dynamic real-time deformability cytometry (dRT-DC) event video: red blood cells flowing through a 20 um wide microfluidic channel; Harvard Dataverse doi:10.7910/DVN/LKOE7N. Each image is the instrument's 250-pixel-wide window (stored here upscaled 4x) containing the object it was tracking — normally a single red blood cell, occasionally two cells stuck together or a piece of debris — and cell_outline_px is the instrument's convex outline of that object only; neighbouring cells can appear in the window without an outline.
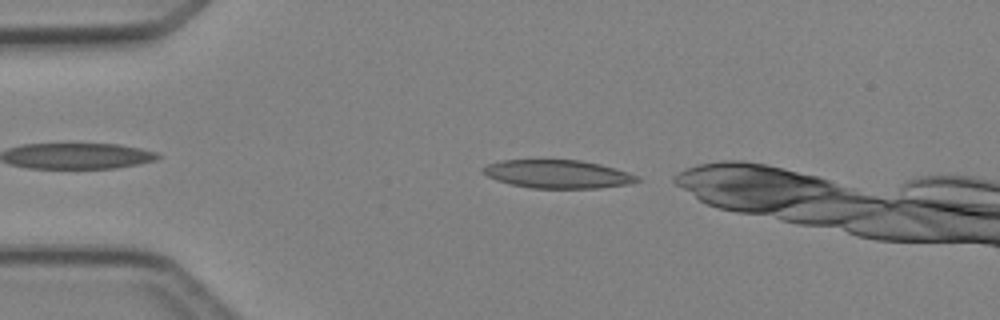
{"species": "Egyptian fruit bat (a non-hibernating species)", "species_latin": "Rousettus aegyptiacus", "temperature_condition": "cold", "stored_images_in_passage": 2, "camera_frame_rate_fps": 3000, "um_per_image_px": 0.085, "animal": {"sex": "female"}, "frame": {"image": 1, "passage_image": 2, "time_ms": 1.333, "image_size_px": [1000, 320], "cell_outline_px": [[640, 180], [628, 184], [600, 188], [532, 188], [512, 184], [496, 180], [480, 172], [480, 168], [488, 164], [500, 160], [580, 160], [600, 164], [616, 168], [628, 172], [636, 176]], "centroid_in_image_um": [47.37, 14.79], "position_along_channel_um": 37.6, "area_um2": 25.37}}